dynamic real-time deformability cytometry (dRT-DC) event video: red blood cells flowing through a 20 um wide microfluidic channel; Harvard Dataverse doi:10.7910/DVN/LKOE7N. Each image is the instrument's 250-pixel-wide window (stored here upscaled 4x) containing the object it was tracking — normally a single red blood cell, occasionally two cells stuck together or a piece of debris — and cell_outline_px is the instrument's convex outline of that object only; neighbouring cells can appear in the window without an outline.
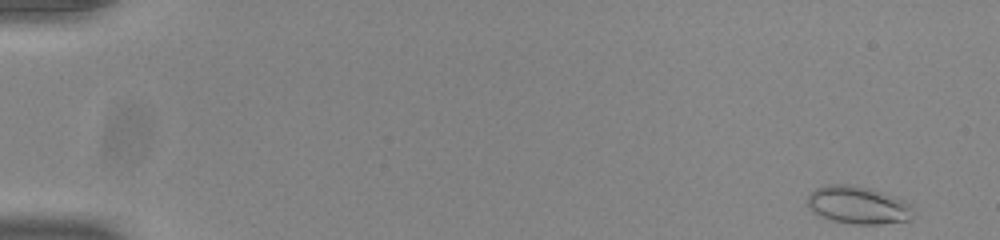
{"species": "common noctule bat (a hibernating species)", "species_latin": "Nyctalus noctula", "temperature_condition": "room temperature", "stored_images_in_passage": 52, "camera_frame_rate_fps": 3000, "um_per_image_px": 0.085, "animal": {"sex": "male", "body_mass_g": 20.0, "forearm_length_mm": 53.3}, "frame": {"image": 1, "passage_image": 1, "time_ms": 0.0, "image_size_px": [1000, 240], "cell_outline_px": [[912, 208], [908, 220], [880, 224], [852, 224], [832, 220], [820, 216], [812, 212], [808, 204], [808, 196], [816, 188], [828, 184], [852, 184], [872, 188], [904, 200], [912, 204]], "centroid_in_image_um": [72.91, 17.42], "position_along_channel_um": 12.1, "area_um2": 23.24}}
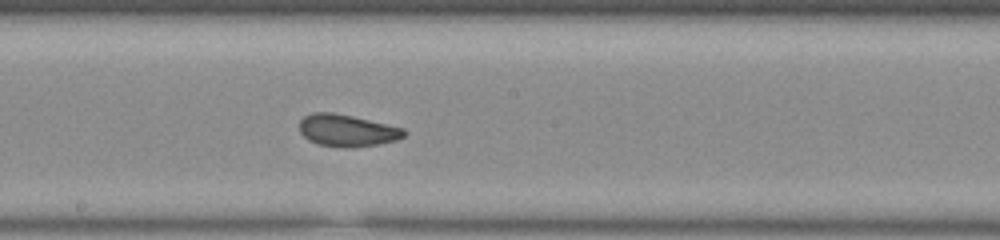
{"frame": {"image": 2, "passage_image": 29, "time_ms": 9.333, "image_size_px": [1000, 240], "cell_outline_px": [[404, 136], [396, 140], [380, 144], [348, 148], [344, 148], [316, 144], [308, 140], [300, 132], [300, 120], [304, 116], [312, 112], [332, 112], [352, 116], [404, 128]], "centroid_in_image_um": [29.47, 11.09], "position_along_channel_um": 218.7, "area_um2": 19.54}}
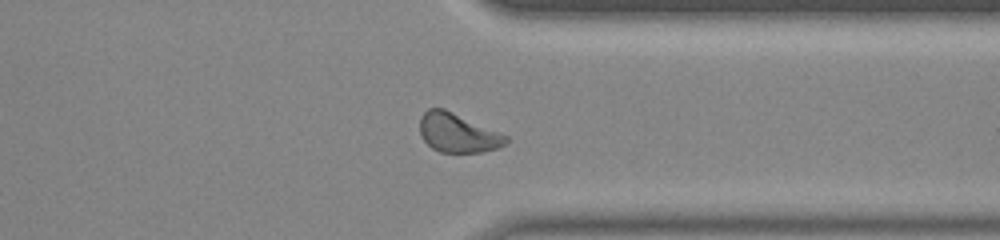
{"frame": {"image": 3, "passage_image": 41, "time_ms": 13.333, "image_size_px": [1000, 240], "cell_outline_px": [[508, 140], [504, 144], [496, 148], [480, 152], [440, 152], [432, 148], [424, 140], [420, 132], [420, 116], [428, 108], [444, 108], [508, 136]], "centroid_in_image_um": [38.88, 11.28], "position_along_channel_um": 372.5, "area_um2": 19.36}, "authors_computed_cell_mechanics": {"area_um2": 19.9121, "velocity_mm_per_s": 3.8594, "shape_relaxation_time_tau1_ms": 4.1172, "shape_relaxation_time_tau2_ms": 1.7312, "deformation_change_tau1": 0.0741, "deformation_change_tau2": 0.0781}}